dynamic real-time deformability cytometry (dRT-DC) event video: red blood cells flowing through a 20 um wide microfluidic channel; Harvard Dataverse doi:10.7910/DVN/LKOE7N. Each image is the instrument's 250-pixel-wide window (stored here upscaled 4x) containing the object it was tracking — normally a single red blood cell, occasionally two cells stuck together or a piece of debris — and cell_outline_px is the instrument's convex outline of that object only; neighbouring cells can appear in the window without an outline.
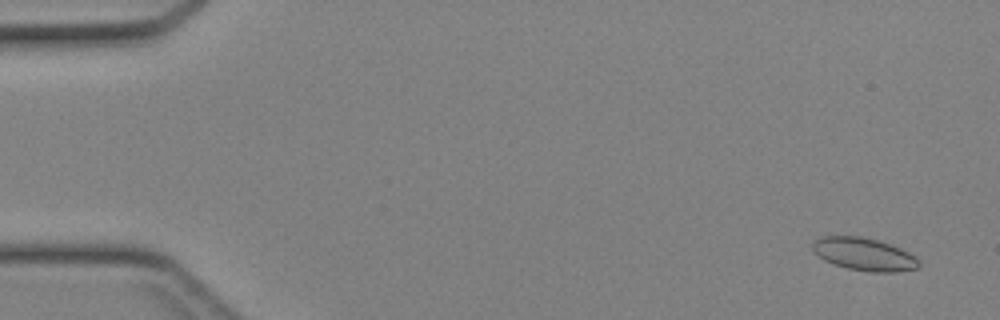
{"species": "Egyptian fruit bat (a non-hibernating species)", "species_latin": "Rousettus aegyptiacus", "temperature_condition": "cold", "stored_images_in_passage": 44, "camera_frame_rate_fps": 3000, "um_per_image_px": 0.085, "animal": {"sex": "female"}, "frame": {"image": 1, "passage_image": 2, "time_ms": 0.333, "image_size_px": [1000, 320], "cell_outline_px": [[920, 264], [916, 268], [896, 272], [872, 272], [848, 268], [824, 260], [812, 252], [812, 240], [820, 236], [860, 236], [892, 244], [916, 256], [920, 260]], "centroid_in_image_um": [73.43, 21.59], "position_along_channel_um": 11.6, "area_um2": 20.4}}
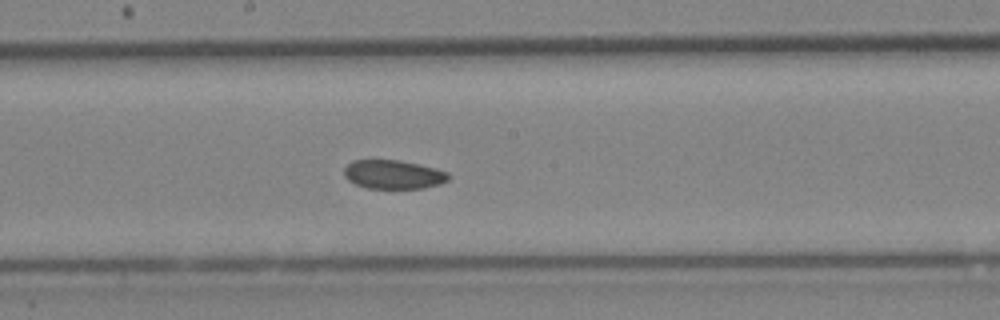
{"frame": {"image": 2, "passage_image": 24, "time_ms": 7.667, "image_size_px": [1000, 320], "cell_outline_px": [[448, 180], [440, 184], [424, 188], [368, 188], [356, 184], [348, 180], [344, 176], [344, 168], [352, 160], [400, 160], [420, 164], [436, 168], [448, 172]], "centroid_in_image_um": [33.44, 14.82], "position_along_channel_um": 214.8, "area_um2": 17.57}}
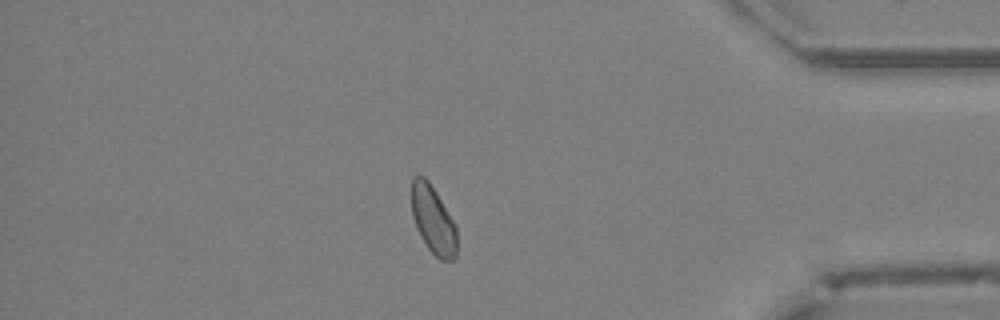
{"frame": {"image": 3, "passage_image": 38, "time_ms": 12.333, "image_size_px": [1000, 320], "cell_outline_px": [[456, 256], [452, 260], [440, 260], [428, 248], [420, 236], [416, 228], [412, 216], [412, 176], [424, 176], [428, 180], [436, 192], [456, 224]], "centroid_in_image_um": [36.81, 18.69], "position_along_channel_um": 398.4, "area_um2": 17.92}}